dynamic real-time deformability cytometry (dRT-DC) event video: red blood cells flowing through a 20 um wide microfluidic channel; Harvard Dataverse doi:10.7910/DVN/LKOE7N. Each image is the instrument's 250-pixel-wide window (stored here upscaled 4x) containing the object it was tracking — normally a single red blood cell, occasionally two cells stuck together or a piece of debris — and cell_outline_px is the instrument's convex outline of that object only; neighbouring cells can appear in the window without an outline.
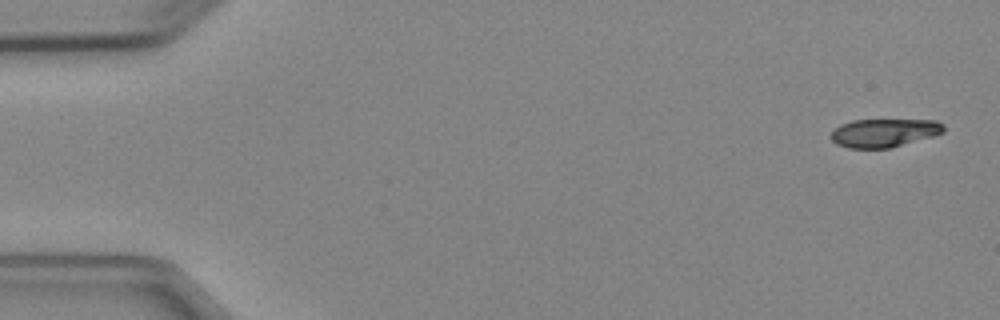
{"species": "Egyptian fruit bat (a non-hibernating species)", "species_latin": "Rousettus aegyptiacus", "temperature_condition": "cold", "stored_images_in_passage": 4, "camera_frame_rate_fps": 3000, "um_per_image_px": 0.085, "animal": {"sex": "female"}, "frame": {"image": 1, "passage_image": 1, "time_ms": 0.0, "image_size_px": [1000, 320], "cell_outline_px": [[944, 132], [932, 136], [888, 148], [848, 148], [836, 144], [832, 140], [832, 132], [840, 124], [852, 120], [936, 120], [944, 124]], "centroid_in_image_um": [75.14, 11.28], "position_along_channel_um": 9.9, "area_um2": 18.44}}
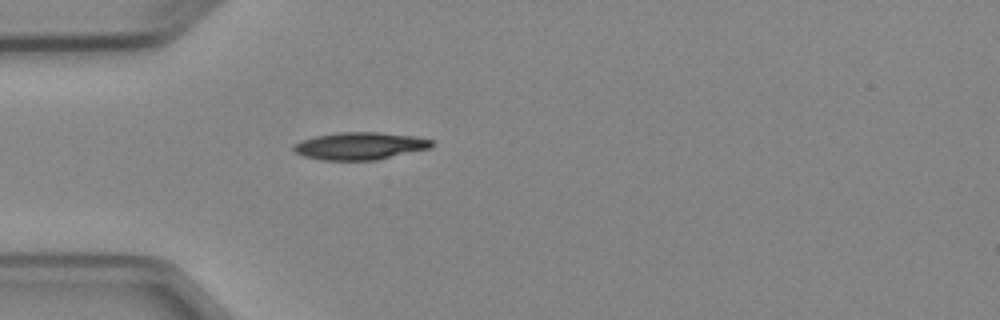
{"frame": {"image": 2, "passage_image": 4, "time_ms": 4.333, "image_size_px": [1000, 320], "cell_outline_px": [[432, 148], [376, 160], [324, 160], [304, 156], [292, 152], [292, 144], [316, 136], [340, 132], [380, 132], [416, 136], [432, 140]], "centroid_in_image_um": [30.6, 12.4], "position_along_channel_um": 54.4, "area_um2": 22.14}}